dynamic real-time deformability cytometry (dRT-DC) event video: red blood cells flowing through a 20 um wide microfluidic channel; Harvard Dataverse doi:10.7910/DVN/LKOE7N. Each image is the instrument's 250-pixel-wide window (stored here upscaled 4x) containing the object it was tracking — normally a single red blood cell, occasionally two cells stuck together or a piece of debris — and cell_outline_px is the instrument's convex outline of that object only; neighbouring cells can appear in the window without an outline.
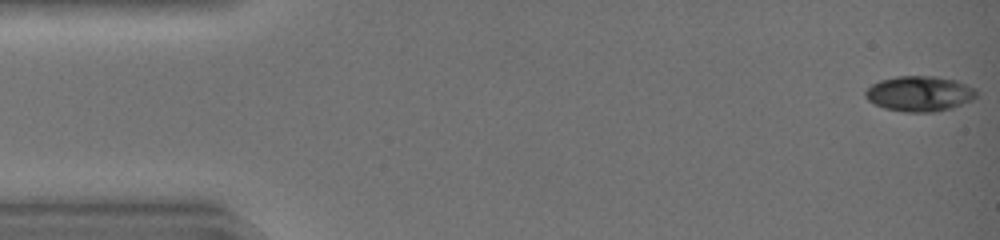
{"species": "common noctule bat (a hibernating species)", "species_latin": "Nyctalus noctula", "temperature_condition": "warm", "stored_images_in_passage": 43, "camera_frame_rate_fps": 3000, "um_per_image_px": 0.085, "animal": {"sex": "female", "body_mass_g": 19.0, "forearm_length_mm": 51.5}, "frame": {"image": 1, "passage_image": 1, "time_ms": 0.0, "image_size_px": [1000, 240], "cell_outline_px": [[976, 96], [972, 100], [952, 108], [932, 112], [904, 112], [884, 108], [868, 100], [864, 96], [864, 92], [872, 84], [880, 80], [896, 76], [936, 76], [956, 80], [976, 88]], "centroid_in_image_um": [78.16, 7.96], "position_along_channel_um": 6.8, "area_um2": 22.95}}
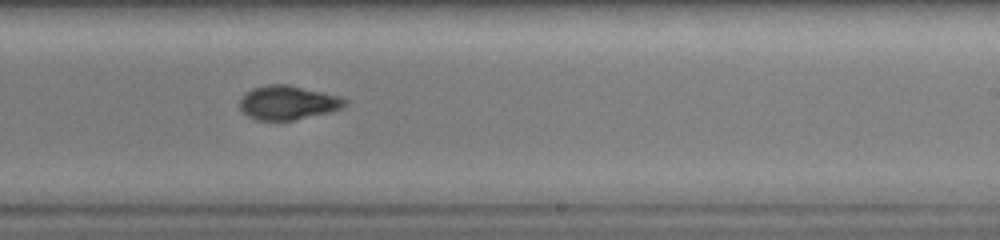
{"frame": {"image": 2, "passage_image": 27, "time_ms": 8.667, "image_size_px": [1000, 240], "cell_outline_px": [[348, 104], [332, 112], [292, 120], [256, 120], [248, 116], [240, 108], [240, 100], [244, 92], [252, 88], [264, 84], [288, 84], [340, 96], [348, 100]], "centroid_in_image_um": [24.47, 8.71], "position_along_channel_um": 264.5, "area_um2": 21.04}}
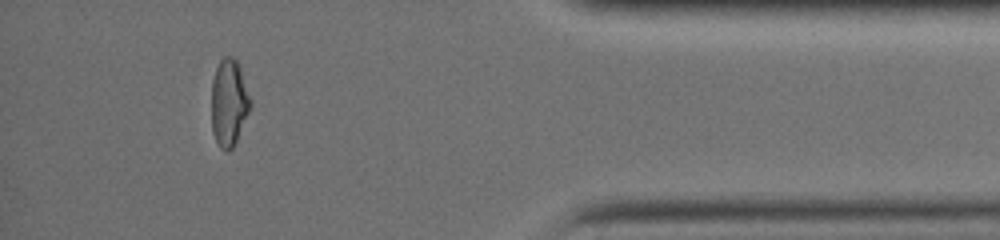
{"frame": {"image": 3, "passage_image": 39, "time_ms": 12.667, "image_size_px": [1000, 240], "cell_outline_px": [[252, 108], [232, 148], [228, 152], [224, 152], [220, 148], [212, 132], [212, 80], [216, 68], [220, 60], [224, 56], [232, 56], [236, 60], [240, 68], [252, 100]], "centroid_in_image_um": [19.48, 8.74], "position_along_channel_um": 415.7, "area_um2": 19.94}, "authors_computed_cell_mechanics": {"area_um2": 21.6172, "velocity_mm_per_s": 4.5038, "shape_relaxation_time_tau1_ms": 6.5464, "shape_relaxation_time_tau2_ms": 2.0781, "deformation_change_tau1": 0.2362, "deformation_change_tau2": 0.0521}}